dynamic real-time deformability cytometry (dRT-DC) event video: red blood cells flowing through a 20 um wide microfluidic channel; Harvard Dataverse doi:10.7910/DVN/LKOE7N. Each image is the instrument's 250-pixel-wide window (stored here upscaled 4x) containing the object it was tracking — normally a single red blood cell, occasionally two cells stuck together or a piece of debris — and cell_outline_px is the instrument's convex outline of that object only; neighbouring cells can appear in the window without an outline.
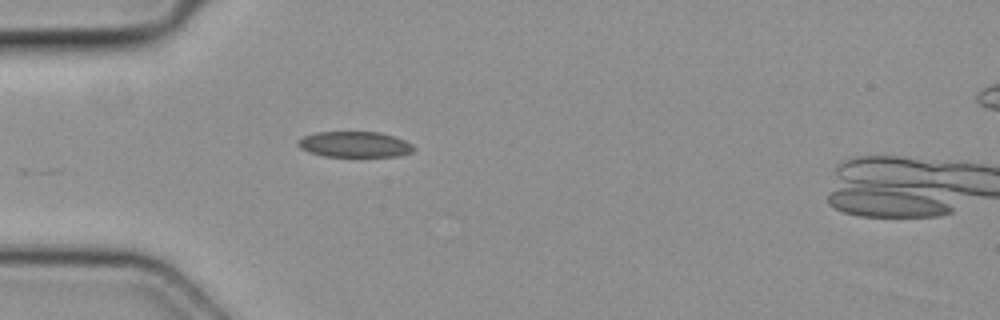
{"species": "common noctule bat (a hibernating species)", "species_latin": "Nyctalus noctula", "temperature_condition": "cold", "stored_images_in_passage": 5, "camera_frame_rate_fps": 3000, "um_per_image_px": 0.085, "animal": {"sex": "female", "body_mass_g": 19.3, "forearm_length_mm": 54.1}, "frame": {"image": 1, "passage_image": 4, "time_ms": 1.0, "image_size_px": [1000, 320], "cell_outline_px": [[416, 148], [412, 152], [400, 156], [324, 156], [308, 152], [300, 148], [296, 144], [296, 140], [304, 136], [316, 132], [380, 132], [404, 140], [412, 144]], "centroid_in_image_um": [30.12, 12.27], "position_along_channel_um": 54.9, "area_um2": 17.4}}